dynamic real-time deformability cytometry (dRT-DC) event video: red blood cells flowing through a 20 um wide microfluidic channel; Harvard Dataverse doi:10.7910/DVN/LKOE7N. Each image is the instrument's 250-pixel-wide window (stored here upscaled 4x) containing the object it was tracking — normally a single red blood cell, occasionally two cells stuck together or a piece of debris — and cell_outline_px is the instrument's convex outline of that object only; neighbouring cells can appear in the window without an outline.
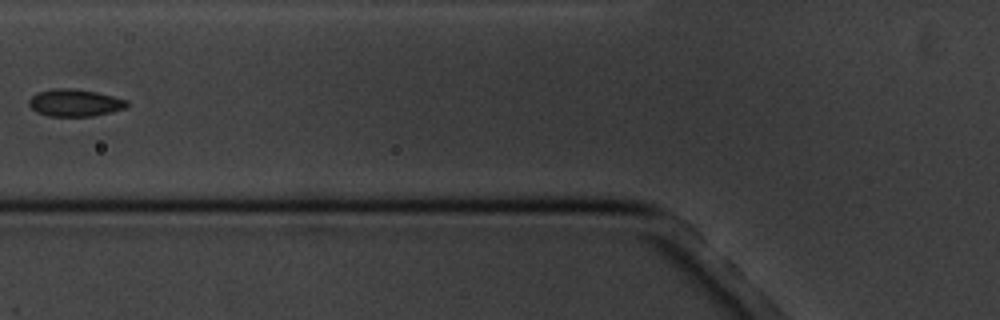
{"species": "common noctule bat (a hibernating species)", "species_latin": "Nyctalus noctula", "temperature_condition": "cold", "stored_images_in_passage": 6, "camera_frame_rate_fps": 3000, "um_per_image_px": 0.085, "animal": {"sex": "male", "body_mass_g": 20.1, "forearm_length_mm": 53.5}, "frame": {"image": 1, "passage_image": 6, "time_ms": 7.333, "image_size_px": [1000, 320], "cell_outline_px": [[128, 108], [92, 116], [48, 116], [36, 112], [28, 104], [28, 100], [32, 96], [40, 92], [56, 88], [72, 88], [96, 92], [128, 100]], "centroid_in_image_um": [6.38, 8.74], "position_along_channel_um": 119.4, "area_um2": 15.49}}